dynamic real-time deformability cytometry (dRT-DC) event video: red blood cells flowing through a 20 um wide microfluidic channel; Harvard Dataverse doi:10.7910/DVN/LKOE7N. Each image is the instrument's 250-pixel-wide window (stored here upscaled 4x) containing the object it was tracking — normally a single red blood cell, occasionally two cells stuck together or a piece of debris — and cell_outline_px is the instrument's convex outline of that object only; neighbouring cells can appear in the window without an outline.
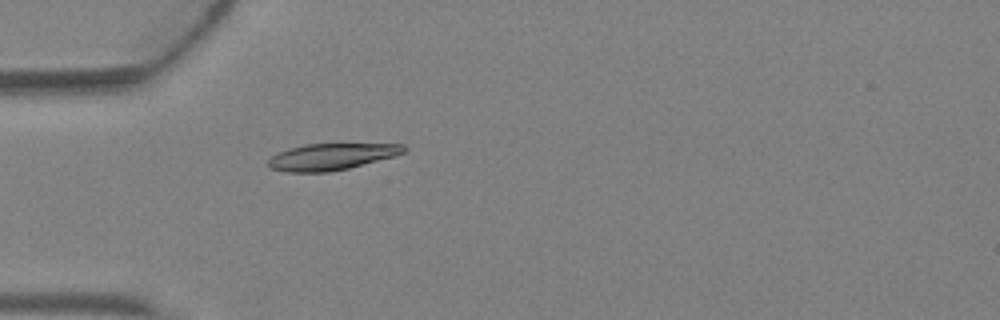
{"species": "Egyptian fruit bat (a non-hibernating species)", "species_latin": "Rousettus aegyptiacus", "temperature_condition": "warm", "stored_images_in_passage": 3, "camera_frame_rate_fps": 3000, "um_per_image_px": 0.085, "animal": {"sex": "female"}, "frame": {"image": 1, "passage_image": 3, "time_ms": 0.667, "image_size_px": [1000, 320], "cell_outline_px": [[404, 152], [392, 156], [348, 168], [328, 172], [288, 172], [272, 168], [268, 164], [268, 160], [272, 156], [288, 148], [304, 144], [404, 144]], "centroid_in_image_um": [28.12, 13.31], "position_along_channel_um": 56.9, "area_um2": 20.52}}